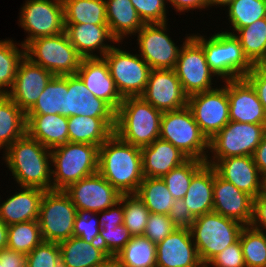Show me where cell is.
<instances>
[{"mask_svg": "<svg viewBox=\"0 0 266 267\" xmlns=\"http://www.w3.org/2000/svg\"><path fill=\"white\" fill-rule=\"evenodd\" d=\"M98 172L121 194H136L144 179L141 148L113 133L100 147Z\"/></svg>", "mask_w": 266, "mask_h": 267, "instance_id": "obj_1", "label": "cell"}, {"mask_svg": "<svg viewBox=\"0 0 266 267\" xmlns=\"http://www.w3.org/2000/svg\"><path fill=\"white\" fill-rule=\"evenodd\" d=\"M4 155L6 165L20 187L52 190L50 149L26 133L9 146Z\"/></svg>", "mask_w": 266, "mask_h": 267, "instance_id": "obj_2", "label": "cell"}, {"mask_svg": "<svg viewBox=\"0 0 266 267\" xmlns=\"http://www.w3.org/2000/svg\"><path fill=\"white\" fill-rule=\"evenodd\" d=\"M162 113L141 97L124 98L116 111L114 133L133 146H148L159 139Z\"/></svg>", "mask_w": 266, "mask_h": 267, "instance_id": "obj_3", "label": "cell"}, {"mask_svg": "<svg viewBox=\"0 0 266 267\" xmlns=\"http://www.w3.org/2000/svg\"><path fill=\"white\" fill-rule=\"evenodd\" d=\"M99 147L67 142L51 149L52 190H65L70 184L98 172Z\"/></svg>", "mask_w": 266, "mask_h": 267, "instance_id": "obj_4", "label": "cell"}, {"mask_svg": "<svg viewBox=\"0 0 266 267\" xmlns=\"http://www.w3.org/2000/svg\"><path fill=\"white\" fill-rule=\"evenodd\" d=\"M202 47L206 61L216 77L224 81L244 78L253 68L245 57L240 41L234 34L218 32L205 39L201 35H191Z\"/></svg>", "mask_w": 266, "mask_h": 267, "instance_id": "obj_5", "label": "cell"}, {"mask_svg": "<svg viewBox=\"0 0 266 267\" xmlns=\"http://www.w3.org/2000/svg\"><path fill=\"white\" fill-rule=\"evenodd\" d=\"M241 222L210 212L195 217L189 228L202 264H207L221 251L239 239Z\"/></svg>", "mask_w": 266, "mask_h": 267, "instance_id": "obj_6", "label": "cell"}, {"mask_svg": "<svg viewBox=\"0 0 266 267\" xmlns=\"http://www.w3.org/2000/svg\"><path fill=\"white\" fill-rule=\"evenodd\" d=\"M159 138L170 142L189 159L205 162L208 158L209 140L188 107L162 113Z\"/></svg>", "mask_w": 266, "mask_h": 267, "instance_id": "obj_7", "label": "cell"}, {"mask_svg": "<svg viewBox=\"0 0 266 267\" xmlns=\"http://www.w3.org/2000/svg\"><path fill=\"white\" fill-rule=\"evenodd\" d=\"M25 57L54 76L76 74L82 59L65 31L30 41L25 46Z\"/></svg>", "mask_w": 266, "mask_h": 267, "instance_id": "obj_8", "label": "cell"}, {"mask_svg": "<svg viewBox=\"0 0 266 267\" xmlns=\"http://www.w3.org/2000/svg\"><path fill=\"white\" fill-rule=\"evenodd\" d=\"M77 213L64 190L45 191L37 219L43 241L60 243L71 238Z\"/></svg>", "mask_w": 266, "mask_h": 267, "instance_id": "obj_9", "label": "cell"}, {"mask_svg": "<svg viewBox=\"0 0 266 267\" xmlns=\"http://www.w3.org/2000/svg\"><path fill=\"white\" fill-rule=\"evenodd\" d=\"M103 58L121 97H140L147 86L151 70L146 61L138 54H131L115 46Z\"/></svg>", "mask_w": 266, "mask_h": 267, "instance_id": "obj_10", "label": "cell"}, {"mask_svg": "<svg viewBox=\"0 0 266 267\" xmlns=\"http://www.w3.org/2000/svg\"><path fill=\"white\" fill-rule=\"evenodd\" d=\"M265 133L266 125L229 121L209 140L211 159L253 156Z\"/></svg>", "mask_w": 266, "mask_h": 267, "instance_id": "obj_11", "label": "cell"}, {"mask_svg": "<svg viewBox=\"0 0 266 267\" xmlns=\"http://www.w3.org/2000/svg\"><path fill=\"white\" fill-rule=\"evenodd\" d=\"M174 70L188 97L215 89L211 85L212 77L216 75L206 61L203 47L191 35L180 48Z\"/></svg>", "mask_w": 266, "mask_h": 267, "instance_id": "obj_12", "label": "cell"}, {"mask_svg": "<svg viewBox=\"0 0 266 267\" xmlns=\"http://www.w3.org/2000/svg\"><path fill=\"white\" fill-rule=\"evenodd\" d=\"M225 85L213 90L196 93L188 97L187 107L202 133L210 140L229 119L228 80Z\"/></svg>", "mask_w": 266, "mask_h": 267, "instance_id": "obj_13", "label": "cell"}, {"mask_svg": "<svg viewBox=\"0 0 266 267\" xmlns=\"http://www.w3.org/2000/svg\"><path fill=\"white\" fill-rule=\"evenodd\" d=\"M24 4L19 23L29 36L21 42L23 46L34 39L64 32L62 0H27Z\"/></svg>", "mask_w": 266, "mask_h": 267, "instance_id": "obj_14", "label": "cell"}, {"mask_svg": "<svg viewBox=\"0 0 266 267\" xmlns=\"http://www.w3.org/2000/svg\"><path fill=\"white\" fill-rule=\"evenodd\" d=\"M64 192L79 213H99L119 202L121 194L99 173L70 184Z\"/></svg>", "mask_w": 266, "mask_h": 267, "instance_id": "obj_15", "label": "cell"}, {"mask_svg": "<svg viewBox=\"0 0 266 267\" xmlns=\"http://www.w3.org/2000/svg\"><path fill=\"white\" fill-rule=\"evenodd\" d=\"M167 23L144 24L137 32L140 56L151 69H175L180 49L166 33Z\"/></svg>", "mask_w": 266, "mask_h": 267, "instance_id": "obj_16", "label": "cell"}, {"mask_svg": "<svg viewBox=\"0 0 266 267\" xmlns=\"http://www.w3.org/2000/svg\"><path fill=\"white\" fill-rule=\"evenodd\" d=\"M140 97L162 112L183 109L188 102L174 69H151Z\"/></svg>", "mask_w": 266, "mask_h": 267, "instance_id": "obj_17", "label": "cell"}, {"mask_svg": "<svg viewBox=\"0 0 266 267\" xmlns=\"http://www.w3.org/2000/svg\"><path fill=\"white\" fill-rule=\"evenodd\" d=\"M71 116L106 118L116 126V111L91 94L77 74L65 76V117Z\"/></svg>", "mask_w": 266, "mask_h": 267, "instance_id": "obj_18", "label": "cell"}, {"mask_svg": "<svg viewBox=\"0 0 266 267\" xmlns=\"http://www.w3.org/2000/svg\"><path fill=\"white\" fill-rule=\"evenodd\" d=\"M216 173L239 190L256 198L263 191V176L253 156H232L224 159H206Z\"/></svg>", "mask_w": 266, "mask_h": 267, "instance_id": "obj_19", "label": "cell"}, {"mask_svg": "<svg viewBox=\"0 0 266 267\" xmlns=\"http://www.w3.org/2000/svg\"><path fill=\"white\" fill-rule=\"evenodd\" d=\"M53 76L42 66L24 57L18 65L13 87L7 95L27 113Z\"/></svg>", "mask_w": 266, "mask_h": 267, "instance_id": "obj_20", "label": "cell"}, {"mask_svg": "<svg viewBox=\"0 0 266 267\" xmlns=\"http://www.w3.org/2000/svg\"><path fill=\"white\" fill-rule=\"evenodd\" d=\"M156 267H205L189 228H177L156 244Z\"/></svg>", "mask_w": 266, "mask_h": 267, "instance_id": "obj_21", "label": "cell"}, {"mask_svg": "<svg viewBox=\"0 0 266 267\" xmlns=\"http://www.w3.org/2000/svg\"><path fill=\"white\" fill-rule=\"evenodd\" d=\"M253 200L249 194L221 178L214 169L213 212L250 225L253 216Z\"/></svg>", "mask_w": 266, "mask_h": 267, "instance_id": "obj_22", "label": "cell"}, {"mask_svg": "<svg viewBox=\"0 0 266 267\" xmlns=\"http://www.w3.org/2000/svg\"><path fill=\"white\" fill-rule=\"evenodd\" d=\"M230 121L266 125V113L252 85L245 79L228 80Z\"/></svg>", "mask_w": 266, "mask_h": 267, "instance_id": "obj_23", "label": "cell"}, {"mask_svg": "<svg viewBox=\"0 0 266 267\" xmlns=\"http://www.w3.org/2000/svg\"><path fill=\"white\" fill-rule=\"evenodd\" d=\"M95 97L103 99L115 111L123 101L103 57L82 58L76 73Z\"/></svg>", "mask_w": 266, "mask_h": 267, "instance_id": "obj_24", "label": "cell"}, {"mask_svg": "<svg viewBox=\"0 0 266 267\" xmlns=\"http://www.w3.org/2000/svg\"><path fill=\"white\" fill-rule=\"evenodd\" d=\"M64 31L69 41L82 58L103 57L114 45L104 43L106 40L116 42L107 24H64ZM98 50L100 56L93 54Z\"/></svg>", "mask_w": 266, "mask_h": 267, "instance_id": "obj_25", "label": "cell"}, {"mask_svg": "<svg viewBox=\"0 0 266 267\" xmlns=\"http://www.w3.org/2000/svg\"><path fill=\"white\" fill-rule=\"evenodd\" d=\"M141 155L144 177L162 178L189 159L170 142L160 138L142 147Z\"/></svg>", "mask_w": 266, "mask_h": 267, "instance_id": "obj_26", "label": "cell"}, {"mask_svg": "<svg viewBox=\"0 0 266 267\" xmlns=\"http://www.w3.org/2000/svg\"><path fill=\"white\" fill-rule=\"evenodd\" d=\"M0 204V219L7 225L37 220L41 199L45 190L36 187H21Z\"/></svg>", "mask_w": 266, "mask_h": 267, "instance_id": "obj_27", "label": "cell"}, {"mask_svg": "<svg viewBox=\"0 0 266 267\" xmlns=\"http://www.w3.org/2000/svg\"><path fill=\"white\" fill-rule=\"evenodd\" d=\"M26 121V133L50 150L69 142L68 118L63 115H26Z\"/></svg>", "mask_w": 266, "mask_h": 267, "instance_id": "obj_28", "label": "cell"}, {"mask_svg": "<svg viewBox=\"0 0 266 267\" xmlns=\"http://www.w3.org/2000/svg\"><path fill=\"white\" fill-rule=\"evenodd\" d=\"M214 167L205 163L192 177L185 205L194 217L213 212Z\"/></svg>", "mask_w": 266, "mask_h": 267, "instance_id": "obj_29", "label": "cell"}, {"mask_svg": "<svg viewBox=\"0 0 266 267\" xmlns=\"http://www.w3.org/2000/svg\"><path fill=\"white\" fill-rule=\"evenodd\" d=\"M61 254V267H95L109 255L100 243H89L72 236L58 243Z\"/></svg>", "mask_w": 266, "mask_h": 267, "instance_id": "obj_30", "label": "cell"}, {"mask_svg": "<svg viewBox=\"0 0 266 267\" xmlns=\"http://www.w3.org/2000/svg\"><path fill=\"white\" fill-rule=\"evenodd\" d=\"M107 25L116 41L136 34L144 25L130 0H105ZM132 34V35H131Z\"/></svg>", "mask_w": 266, "mask_h": 267, "instance_id": "obj_31", "label": "cell"}, {"mask_svg": "<svg viewBox=\"0 0 266 267\" xmlns=\"http://www.w3.org/2000/svg\"><path fill=\"white\" fill-rule=\"evenodd\" d=\"M114 129L106 118L68 117L69 142L100 147L114 133Z\"/></svg>", "mask_w": 266, "mask_h": 267, "instance_id": "obj_32", "label": "cell"}, {"mask_svg": "<svg viewBox=\"0 0 266 267\" xmlns=\"http://www.w3.org/2000/svg\"><path fill=\"white\" fill-rule=\"evenodd\" d=\"M26 125V113L8 95H0V149L24 136Z\"/></svg>", "mask_w": 266, "mask_h": 267, "instance_id": "obj_33", "label": "cell"}, {"mask_svg": "<svg viewBox=\"0 0 266 267\" xmlns=\"http://www.w3.org/2000/svg\"><path fill=\"white\" fill-rule=\"evenodd\" d=\"M234 36L240 41L243 53L253 66L266 62V17L238 29Z\"/></svg>", "mask_w": 266, "mask_h": 267, "instance_id": "obj_34", "label": "cell"}, {"mask_svg": "<svg viewBox=\"0 0 266 267\" xmlns=\"http://www.w3.org/2000/svg\"><path fill=\"white\" fill-rule=\"evenodd\" d=\"M64 24H107L105 0H62Z\"/></svg>", "mask_w": 266, "mask_h": 267, "instance_id": "obj_35", "label": "cell"}, {"mask_svg": "<svg viewBox=\"0 0 266 267\" xmlns=\"http://www.w3.org/2000/svg\"><path fill=\"white\" fill-rule=\"evenodd\" d=\"M150 213L168 215L174 198L162 178L144 177L136 192Z\"/></svg>", "mask_w": 266, "mask_h": 267, "instance_id": "obj_36", "label": "cell"}, {"mask_svg": "<svg viewBox=\"0 0 266 267\" xmlns=\"http://www.w3.org/2000/svg\"><path fill=\"white\" fill-rule=\"evenodd\" d=\"M116 257L123 267H156V244L144 235L132 236Z\"/></svg>", "mask_w": 266, "mask_h": 267, "instance_id": "obj_37", "label": "cell"}, {"mask_svg": "<svg viewBox=\"0 0 266 267\" xmlns=\"http://www.w3.org/2000/svg\"><path fill=\"white\" fill-rule=\"evenodd\" d=\"M60 114L65 117V76H53L26 115Z\"/></svg>", "mask_w": 266, "mask_h": 267, "instance_id": "obj_38", "label": "cell"}, {"mask_svg": "<svg viewBox=\"0 0 266 267\" xmlns=\"http://www.w3.org/2000/svg\"><path fill=\"white\" fill-rule=\"evenodd\" d=\"M13 40H0V95H7L13 87L20 61L25 57V46L22 50ZM9 87V89L6 88ZM2 88V89H1Z\"/></svg>", "mask_w": 266, "mask_h": 267, "instance_id": "obj_39", "label": "cell"}, {"mask_svg": "<svg viewBox=\"0 0 266 267\" xmlns=\"http://www.w3.org/2000/svg\"><path fill=\"white\" fill-rule=\"evenodd\" d=\"M43 241L37 220L8 226L7 248L29 254Z\"/></svg>", "mask_w": 266, "mask_h": 267, "instance_id": "obj_40", "label": "cell"}, {"mask_svg": "<svg viewBox=\"0 0 266 267\" xmlns=\"http://www.w3.org/2000/svg\"><path fill=\"white\" fill-rule=\"evenodd\" d=\"M246 267H266V233L245 225L239 235Z\"/></svg>", "mask_w": 266, "mask_h": 267, "instance_id": "obj_41", "label": "cell"}, {"mask_svg": "<svg viewBox=\"0 0 266 267\" xmlns=\"http://www.w3.org/2000/svg\"><path fill=\"white\" fill-rule=\"evenodd\" d=\"M227 8L234 31L266 17V0H233Z\"/></svg>", "mask_w": 266, "mask_h": 267, "instance_id": "obj_42", "label": "cell"}, {"mask_svg": "<svg viewBox=\"0 0 266 267\" xmlns=\"http://www.w3.org/2000/svg\"><path fill=\"white\" fill-rule=\"evenodd\" d=\"M206 162L197 159H188L182 165L172 169L168 174L164 175L162 179L166 183L167 189L176 199H183L190 186L193 175Z\"/></svg>", "mask_w": 266, "mask_h": 267, "instance_id": "obj_43", "label": "cell"}, {"mask_svg": "<svg viewBox=\"0 0 266 267\" xmlns=\"http://www.w3.org/2000/svg\"><path fill=\"white\" fill-rule=\"evenodd\" d=\"M124 226L132 236L143 235L150 211L137 194H123Z\"/></svg>", "mask_w": 266, "mask_h": 267, "instance_id": "obj_44", "label": "cell"}, {"mask_svg": "<svg viewBox=\"0 0 266 267\" xmlns=\"http://www.w3.org/2000/svg\"><path fill=\"white\" fill-rule=\"evenodd\" d=\"M132 238L129 230L119 226H101L98 241L109 256H116Z\"/></svg>", "mask_w": 266, "mask_h": 267, "instance_id": "obj_45", "label": "cell"}, {"mask_svg": "<svg viewBox=\"0 0 266 267\" xmlns=\"http://www.w3.org/2000/svg\"><path fill=\"white\" fill-rule=\"evenodd\" d=\"M27 267H61L58 243L42 241L26 255Z\"/></svg>", "mask_w": 266, "mask_h": 267, "instance_id": "obj_46", "label": "cell"}, {"mask_svg": "<svg viewBox=\"0 0 266 267\" xmlns=\"http://www.w3.org/2000/svg\"><path fill=\"white\" fill-rule=\"evenodd\" d=\"M144 24L166 23L167 0H130Z\"/></svg>", "mask_w": 266, "mask_h": 267, "instance_id": "obj_47", "label": "cell"}, {"mask_svg": "<svg viewBox=\"0 0 266 267\" xmlns=\"http://www.w3.org/2000/svg\"><path fill=\"white\" fill-rule=\"evenodd\" d=\"M177 228L168 215L150 213L143 235L151 242L157 244Z\"/></svg>", "mask_w": 266, "mask_h": 267, "instance_id": "obj_48", "label": "cell"}, {"mask_svg": "<svg viewBox=\"0 0 266 267\" xmlns=\"http://www.w3.org/2000/svg\"><path fill=\"white\" fill-rule=\"evenodd\" d=\"M94 215L96 216L94 217ZM97 215V213L78 212L74 222L73 236L89 243H99L98 238L101 225L98 221L99 216L96 219Z\"/></svg>", "mask_w": 266, "mask_h": 267, "instance_id": "obj_49", "label": "cell"}, {"mask_svg": "<svg viewBox=\"0 0 266 267\" xmlns=\"http://www.w3.org/2000/svg\"><path fill=\"white\" fill-rule=\"evenodd\" d=\"M213 267H246L240 239L217 254L208 264Z\"/></svg>", "mask_w": 266, "mask_h": 267, "instance_id": "obj_50", "label": "cell"}, {"mask_svg": "<svg viewBox=\"0 0 266 267\" xmlns=\"http://www.w3.org/2000/svg\"><path fill=\"white\" fill-rule=\"evenodd\" d=\"M168 216L178 228H190L195 221L183 199L174 200Z\"/></svg>", "mask_w": 266, "mask_h": 267, "instance_id": "obj_51", "label": "cell"}, {"mask_svg": "<svg viewBox=\"0 0 266 267\" xmlns=\"http://www.w3.org/2000/svg\"><path fill=\"white\" fill-rule=\"evenodd\" d=\"M244 78L255 89L266 113V69L263 66H253L252 70Z\"/></svg>", "mask_w": 266, "mask_h": 267, "instance_id": "obj_52", "label": "cell"}, {"mask_svg": "<svg viewBox=\"0 0 266 267\" xmlns=\"http://www.w3.org/2000/svg\"><path fill=\"white\" fill-rule=\"evenodd\" d=\"M97 214L102 215L99 220L101 226H119L123 224V195H121L119 202H117L115 205Z\"/></svg>", "mask_w": 266, "mask_h": 267, "instance_id": "obj_53", "label": "cell"}, {"mask_svg": "<svg viewBox=\"0 0 266 267\" xmlns=\"http://www.w3.org/2000/svg\"><path fill=\"white\" fill-rule=\"evenodd\" d=\"M250 226L260 231L266 230V194L263 192L253 200V216Z\"/></svg>", "mask_w": 266, "mask_h": 267, "instance_id": "obj_54", "label": "cell"}, {"mask_svg": "<svg viewBox=\"0 0 266 267\" xmlns=\"http://www.w3.org/2000/svg\"><path fill=\"white\" fill-rule=\"evenodd\" d=\"M0 262L3 267H27L26 254L8 248L0 251Z\"/></svg>", "mask_w": 266, "mask_h": 267, "instance_id": "obj_55", "label": "cell"}, {"mask_svg": "<svg viewBox=\"0 0 266 267\" xmlns=\"http://www.w3.org/2000/svg\"><path fill=\"white\" fill-rule=\"evenodd\" d=\"M178 12H186L194 9L208 8L206 0H167Z\"/></svg>", "mask_w": 266, "mask_h": 267, "instance_id": "obj_56", "label": "cell"}, {"mask_svg": "<svg viewBox=\"0 0 266 267\" xmlns=\"http://www.w3.org/2000/svg\"><path fill=\"white\" fill-rule=\"evenodd\" d=\"M253 158L260 174L264 177L266 175V133L263 135L260 144L257 146Z\"/></svg>", "mask_w": 266, "mask_h": 267, "instance_id": "obj_57", "label": "cell"}, {"mask_svg": "<svg viewBox=\"0 0 266 267\" xmlns=\"http://www.w3.org/2000/svg\"><path fill=\"white\" fill-rule=\"evenodd\" d=\"M8 226L0 219V251L7 248Z\"/></svg>", "mask_w": 266, "mask_h": 267, "instance_id": "obj_58", "label": "cell"}, {"mask_svg": "<svg viewBox=\"0 0 266 267\" xmlns=\"http://www.w3.org/2000/svg\"><path fill=\"white\" fill-rule=\"evenodd\" d=\"M95 267H123L116 256H108L102 263Z\"/></svg>", "mask_w": 266, "mask_h": 267, "instance_id": "obj_59", "label": "cell"}, {"mask_svg": "<svg viewBox=\"0 0 266 267\" xmlns=\"http://www.w3.org/2000/svg\"><path fill=\"white\" fill-rule=\"evenodd\" d=\"M207 1V6H228L233 0H206Z\"/></svg>", "mask_w": 266, "mask_h": 267, "instance_id": "obj_60", "label": "cell"}, {"mask_svg": "<svg viewBox=\"0 0 266 267\" xmlns=\"http://www.w3.org/2000/svg\"><path fill=\"white\" fill-rule=\"evenodd\" d=\"M263 193L266 194V175L263 177Z\"/></svg>", "mask_w": 266, "mask_h": 267, "instance_id": "obj_61", "label": "cell"}, {"mask_svg": "<svg viewBox=\"0 0 266 267\" xmlns=\"http://www.w3.org/2000/svg\"><path fill=\"white\" fill-rule=\"evenodd\" d=\"M262 66L266 69V62Z\"/></svg>", "mask_w": 266, "mask_h": 267, "instance_id": "obj_62", "label": "cell"}]
</instances>
